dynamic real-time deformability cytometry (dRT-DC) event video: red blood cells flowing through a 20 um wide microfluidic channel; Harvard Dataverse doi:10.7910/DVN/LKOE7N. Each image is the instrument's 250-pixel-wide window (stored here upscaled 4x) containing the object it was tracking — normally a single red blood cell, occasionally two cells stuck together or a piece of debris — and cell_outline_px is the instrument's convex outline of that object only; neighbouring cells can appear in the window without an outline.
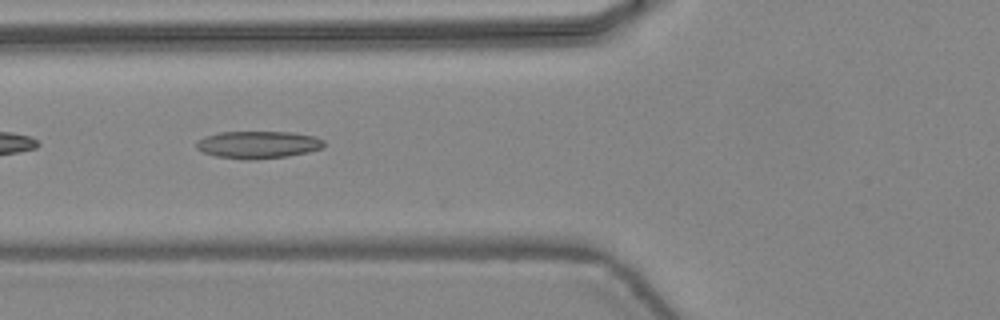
{"species": "common noctule bat (a hibernating species)", "species_latin": "Nyctalus noctula", "temperature_condition": "warm", "stored_images_in_passage": 38, "camera_frame_rate_fps": 3000, "um_per_image_px": 0.085, "animal": {"sex": "female", "body_mass_g": 24.6, "forearm_length_mm": 56.2}, "frame": {"image": 1, "passage_image": 19, "time_ms": 6.0, "image_size_px": [1000, 320], "cell_outline_px": [[324, 148], [308, 152], [288, 156], [252, 160], [240, 160], [216, 156], [204, 152], [196, 148], [196, 144], [204, 136], [220, 132], [292, 132], [316, 136], [324, 140]], "centroid_in_image_um": [21.97, 12.3], "position_along_channel_um": 103.8, "area_um2": 20.52}}
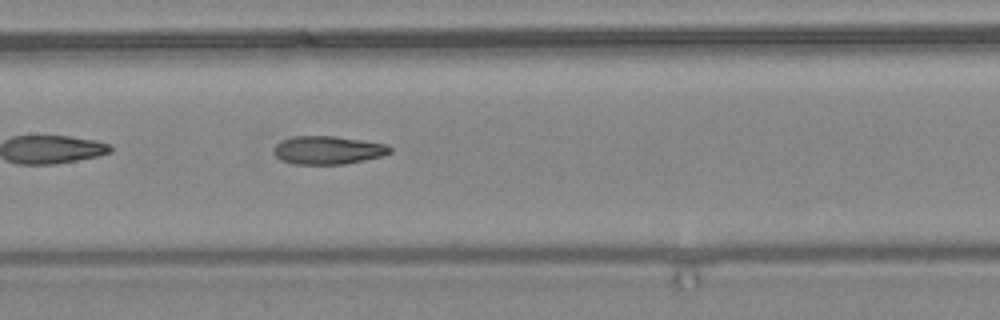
{"frame": {"image": 2, "passage_image": 24, "time_ms": 7.667, "image_size_px": [1000, 320], "cell_outline_px": [[392, 152], [380, 156], [364, 160], [344, 164], [292, 164], [280, 160], [272, 152], [272, 148], [280, 140], [292, 136], [336, 136], [388, 144], [392, 148]], "centroid_in_image_um": [27.83, 12.75], "position_along_channel_um": 179.6, "area_um2": 19.36}}
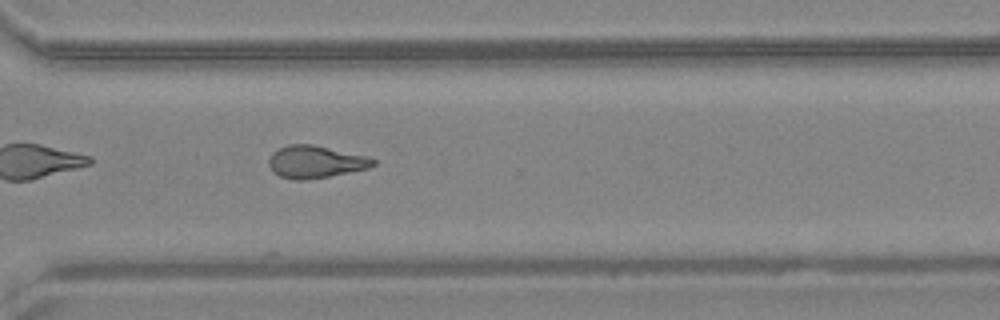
{"frame": {"image": 3, "passage_image": 35, "time_ms": 11.333, "image_size_px": [1000, 320], "cell_outline_px": [[376, 164], [368, 168], [328, 176], [300, 180], [292, 180], [280, 176], [272, 172], [268, 164], [268, 160], [272, 152], [288, 144], [312, 144], [364, 156], [376, 160]], "centroid_in_image_um": [26.75, 13.76], "position_along_channel_um": 343.9, "area_um2": 19.42}, "authors_computed_cell_mechanics": {"area_um2": 19.7098, "velocity_mm_per_s": 4.4916, "shape_relaxation_time_tau1_ms": null, "shape_relaxation_time_tau2_ms": 3.9306, "deformation_change_tau1": null, "deformation_change_tau2": 0.1326}}